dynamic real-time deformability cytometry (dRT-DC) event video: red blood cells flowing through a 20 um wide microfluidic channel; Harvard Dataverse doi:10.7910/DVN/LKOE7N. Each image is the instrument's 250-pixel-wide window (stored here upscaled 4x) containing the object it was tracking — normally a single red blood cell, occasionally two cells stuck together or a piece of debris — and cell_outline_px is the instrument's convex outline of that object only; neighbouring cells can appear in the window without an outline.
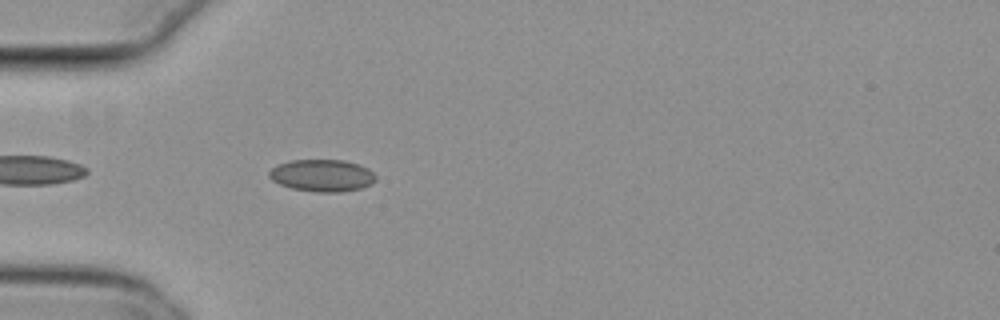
{"species": "common noctule bat (a hibernating species)", "species_latin": "Nyctalus noctula", "temperature_condition": "cold", "stored_images_in_passage": 38, "camera_frame_rate_fps": 3000, "um_per_image_px": 0.085, "animal": {"sex": "female", "body_mass_g": 29.2, "forearm_length_mm": 56.3}, "frame": {"image": 1, "passage_image": 3, "time_ms": 0.667, "image_size_px": [1000, 320], "cell_outline_px": [[376, 180], [372, 184], [360, 188], [340, 192], [316, 192], [292, 188], [280, 184], [272, 180], [268, 176], [268, 172], [276, 164], [292, 160], [344, 160], [368, 168], [376, 176]], "centroid_in_image_um": [27.36, 14.91], "position_along_channel_um": 57.6, "area_um2": 19.94}}
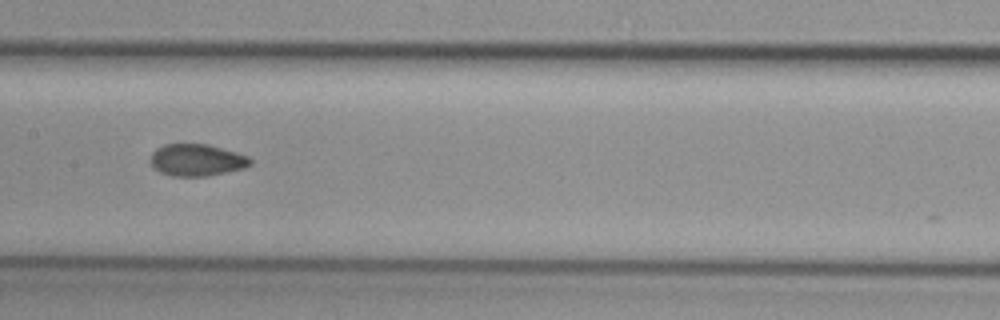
{"frame": {"image": 2, "passage_image": 14, "time_ms": 4.333, "image_size_px": [1000, 320], "cell_outline_px": [[252, 164], [244, 168], [208, 176], [172, 176], [160, 172], [152, 164], [152, 152], [156, 148], [164, 144], [208, 144], [236, 152], [248, 156], [252, 160]], "centroid_in_image_um": [16.75, 13.6], "position_along_channel_um": 190.6, "area_um2": 18.5}}
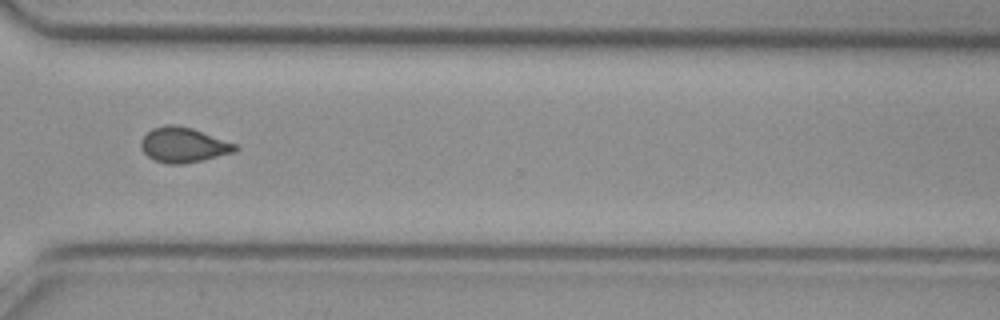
{"frame": {"image": 3, "passage_image": 27, "time_ms": 8.667, "image_size_px": [1000, 320], "cell_outline_px": [[240, 148], [236, 152], [204, 160], [184, 164], [168, 164], [156, 160], [148, 156], [140, 148], [140, 140], [152, 128], [168, 124], [176, 124], [192, 128], [236, 144]], "centroid_in_image_um": [15.6, 12.32], "position_along_channel_um": 355.0, "area_um2": 19.36}, "authors_computed_cell_mechanics": {"area_um2": 18.8139, "velocity_mm_per_s": 3.7918, "shape_relaxation_time_tau1_ms": null, "shape_relaxation_time_tau2_ms": 1.5844, "deformation_change_tau1": null, "deformation_change_tau2": 0.0721}}